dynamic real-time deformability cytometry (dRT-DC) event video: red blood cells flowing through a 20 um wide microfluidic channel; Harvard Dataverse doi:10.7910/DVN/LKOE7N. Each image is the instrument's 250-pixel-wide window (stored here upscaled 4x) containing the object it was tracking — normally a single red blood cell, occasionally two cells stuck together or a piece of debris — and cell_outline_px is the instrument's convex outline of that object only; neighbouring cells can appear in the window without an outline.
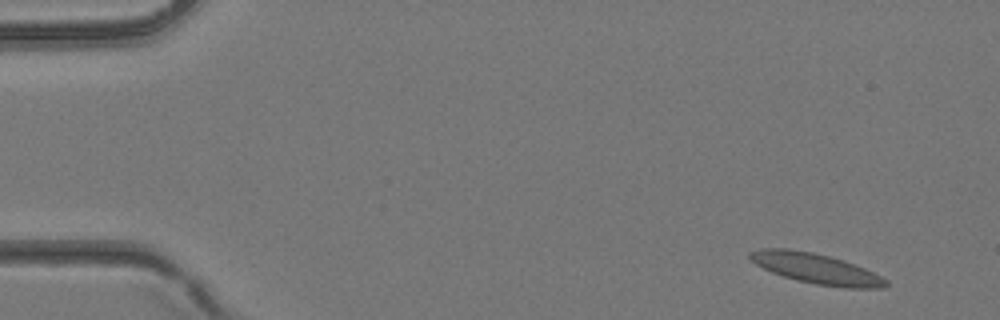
{"species": "common noctule bat (a hibernating species)", "species_latin": "Nyctalus noctula", "temperature_condition": "room temperature", "stored_images_in_passage": 39, "camera_frame_rate_fps": 3000, "um_per_image_px": 0.085, "animal": {"sex": "female", "body_mass_g": 24.6, "forearm_length_mm": 56.2}, "frame": {"image": 1, "passage_image": 1, "time_ms": 0.0, "image_size_px": [1000, 320], "cell_outline_px": [[888, 284], [884, 288], [844, 288], [816, 284], [796, 280], [772, 272], [756, 264], [748, 256], [748, 252], [760, 248], [784, 248], [812, 252], [844, 260], [864, 268], [888, 280]], "centroid_in_image_um": [69.37, 22.83], "position_along_channel_um": 15.6, "area_um2": 23.87}}
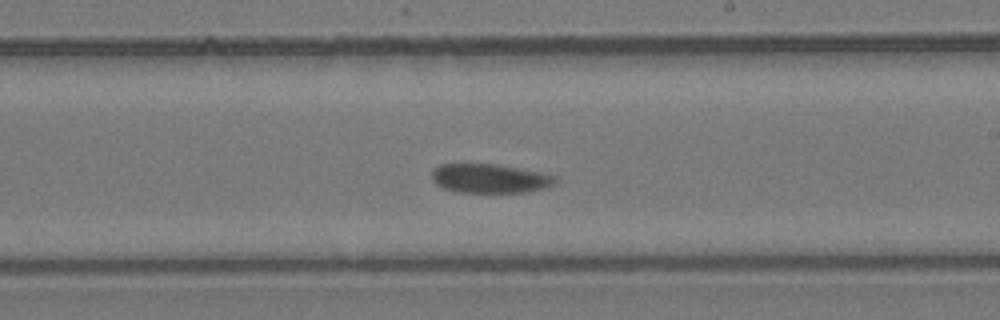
{"frame": {"image": 2, "passage_image": 22, "time_ms": 7.0, "image_size_px": [1000, 320], "cell_outline_px": [[560, 180], [556, 184], [548, 188], [524, 192], [456, 192], [444, 188], [436, 184], [432, 180], [432, 172], [440, 164], [500, 164], [540, 172], [556, 176]], "centroid_in_image_um": [41.7, 15.17], "position_along_channel_um": 247.3, "area_um2": 21.15}}
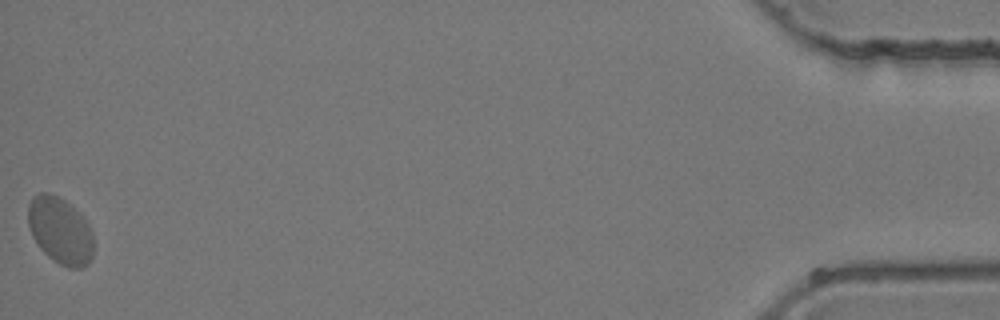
{"frame": {"image": 3, "passage_image": 39, "time_ms": 12.667, "image_size_px": [1000, 320], "cell_outline_px": [[92, 256], [88, 264], [80, 268], [68, 268], [52, 260], [40, 248], [32, 236], [28, 224], [28, 204], [32, 196], [40, 192], [48, 192], [64, 200], [80, 212], [84, 216], [92, 228]], "centroid_in_image_um": [5.12, 19.59], "position_along_channel_um": 430.1, "area_um2": 25.72}}